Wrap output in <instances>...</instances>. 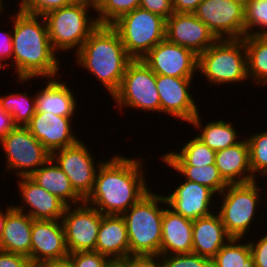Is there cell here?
Segmentation results:
<instances>
[{"mask_svg": "<svg viewBox=\"0 0 267 267\" xmlns=\"http://www.w3.org/2000/svg\"><path fill=\"white\" fill-rule=\"evenodd\" d=\"M123 156L117 154L101 163L93 191L85 200L104 215H122L151 190L144 176L145 159Z\"/></svg>", "mask_w": 267, "mask_h": 267, "instance_id": "obj_1", "label": "cell"}, {"mask_svg": "<svg viewBox=\"0 0 267 267\" xmlns=\"http://www.w3.org/2000/svg\"><path fill=\"white\" fill-rule=\"evenodd\" d=\"M10 18L13 61L8 66L16 71L17 82L60 77L61 59L52 47L44 17L17 10Z\"/></svg>", "mask_w": 267, "mask_h": 267, "instance_id": "obj_2", "label": "cell"}, {"mask_svg": "<svg viewBox=\"0 0 267 267\" xmlns=\"http://www.w3.org/2000/svg\"><path fill=\"white\" fill-rule=\"evenodd\" d=\"M75 54L80 68L95 76L111 97L119 89L127 66L133 60L111 25H99Z\"/></svg>", "mask_w": 267, "mask_h": 267, "instance_id": "obj_3", "label": "cell"}, {"mask_svg": "<svg viewBox=\"0 0 267 267\" xmlns=\"http://www.w3.org/2000/svg\"><path fill=\"white\" fill-rule=\"evenodd\" d=\"M161 203L167 204L164 194L151 190L122 214L128 232L130 257L157 258L160 255L164 212Z\"/></svg>", "mask_w": 267, "mask_h": 267, "instance_id": "obj_4", "label": "cell"}, {"mask_svg": "<svg viewBox=\"0 0 267 267\" xmlns=\"http://www.w3.org/2000/svg\"><path fill=\"white\" fill-rule=\"evenodd\" d=\"M89 9L96 12L94 2L76 0L43 16L52 47L57 53L65 50L71 52L74 49L76 53L99 26L96 15L91 17Z\"/></svg>", "mask_w": 267, "mask_h": 267, "instance_id": "obj_5", "label": "cell"}, {"mask_svg": "<svg viewBox=\"0 0 267 267\" xmlns=\"http://www.w3.org/2000/svg\"><path fill=\"white\" fill-rule=\"evenodd\" d=\"M197 70L211 86L245 82L249 77L243 38L218 39L198 55Z\"/></svg>", "mask_w": 267, "mask_h": 267, "instance_id": "obj_6", "label": "cell"}, {"mask_svg": "<svg viewBox=\"0 0 267 267\" xmlns=\"http://www.w3.org/2000/svg\"><path fill=\"white\" fill-rule=\"evenodd\" d=\"M258 180L244 184H228L227 187L218 195L222 200L219 214L226 233L231 238H244L261 203L262 187L257 185ZM259 203V205H258ZM256 214V215H255Z\"/></svg>", "mask_w": 267, "mask_h": 267, "instance_id": "obj_7", "label": "cell"}, {"mask_svg": "<svg viewBox=\"0 0 267 267\" xmlns=\"http://www.w3.org/2000/svg\"><path fill=\"white\" fill-rule=\"evenodd\" d=\"M111 26L133 59H142L165 39L166 20L140 7L122 15Z\"/></svg>", "mask_w": 267, "mask_h": 267, "instance_id": "obj_8", "label": "cell"}, {"mask_svg": "<svg viewBox=\"0 0 267 267\" xmlns=\"http://www.w3.org/2000/svg\"><path fill=\"white\" fill-rule=\"evenodd\" d=\"M112 99L119 112L129 107L143 112L160 113L156 75L141 59H133L128 64L119 89L113 94Z\"/></svg>", "mask_w": 267, "mask_h": 267, "instance_id": "obj_9", "label": "cell"}, {"mask_svg": "<svg viewBox=\"0 0 267 267\" xmlns=\"http://www.w3.org/2000/svg\"><path fill=\"white\" fill-rule=\"evenodd\" d=\"M7 172L14 176H31L50 158V152L30 133L26 126H15L1 140Z\"/></svg>", "mask_w": 267, "mask_h": 267, "instance_id": "obj_10", "label": "cell"}, {"mask_svg": "<svg viewBox=\"0 0 267 267\" xmlns=\"http://www.w3.org/2000/svg\"><path fill=\"white\" fill-rule=\"evenodd\" d=\"M92 156L87 144L81 139L75 144L56 150L51 154V158L67 175L74 191L84 201L93 191L97 170L103 162L100 160L97 164Z\"/></svg>", "mask_w": 267, "mask_h": 267, "instance_id": "obj_11", "label": "cell"}, {"mask_svg": "<svg viewBox=\"0 0 267 267\" xmlns=\"http://www.w3.org/2000/svg\"><path fill=\"white\" fill-rule=\"evenodd\" d=\"M218 39L245 36V3L237 0H203L194 12Z\"/></svg>", "mask_w": 267, "mask_h": 267, "instance_id": "obj_12", "label": "cell"}, {"mask_svg": "<svg viewBox=\"0 0 267 267\" xmlns=\"http://www.w3.org/2000/svg\"><path fill=\"white\" fill-rule=\"evenodd\" d=\"M65 242L69 253L95 251L102 213L85 201L67 206L62 216Z\"/></svg>", "mask_w": 267, "mask_h": 267, "instance_id": "obj_13", "label": "cell"}, {"mask_svg": "<svg viewBox=\"0 0 267 267\" xmlns=\"http://www.w3.org/2000/svg\"><path fill=\"white\" fill-rule=\"evenodd\" d=\"M141 60L155 75L176 78H194L197 75L198 55L190 49L169 42L166 38Z\"/></svg>", "mask_w": 267, "mask_h": 267, "instance_id": "obj_14", "label": "cell"}, {"mask_svg": "<svg viewBox=\"0 0 267 267\" xmlns=\"http://www.w3.org/2000/svg\"><path fill=\"white\" fill-rule=\"evenodd\" d=\"M194 79L156 75L160 98V113L190 123L199 113L198 104L190 93Z\"/></svg>", "mask_w": 267, "mask_h": 267, "instance_id": "obj_15", "label": "cell"}, {"mask_svg": "<svg viewBox=\"0 0 267 267\" xmlns=\"http://www.w3.org/2000/svg\"><path fill=\"white\" fill-rule=\"evenodd\" d=\"M165 38L199 55L212 46L218 38L194 13L172 14L166 19Z\"/></svg>", "mask_w": 267, "mask_h": 267, "instance_id": "obj_16", "label": "cell"}, {"mask_svg": "<svg viewBox=\"0 0 267 267\" xmlns=\"http://www.w3.org/2000/svg\"><path fill=\"white\" fill-rule=\"evenodd\" d=\"M69 255L62 220L33 219L30 261L33 266Z\"/></svg>", "mask_w": 267, "mask_h": 267, "instance_id": "obj_17", "label": "cell"}, {"mask_svg": "<svg viewBox=\"0 0 267 267\" xmlns=\"http://www.w3.org/2000/svg\"><path fill=\"white\" fill-rule=\"evenodd\" d=\"M213 196L217 195L209 187L185 179L173 189L172 193L164 195L170 209L190 220L206 217L213 213L210 209L212 203L216 204L212 202L214 201Z\"/></svg>", "mask_w": 267, "mask_h": 267, "instance_id": "obj_18", "label": "cell"}, {"mask_svg": "<svg viewBox=\"0 0 267 267\" xmlns=\"http://www.w3.org/2000/svg\"><path fill=\"white\" fill-rule=\"evenodd\" d=\"M19 178L16 183H18L23 202L22 205L12 204L16 210L28 214L32 219H62L67 207L62 200L40 187L30 176Z\"/></svg>", "mask_w": 267, "mask_h": 267, "instance_id": "obj_19", "label": "cell"}, {"mask_svg": "<svg viewBox=\"0 0 267 267\" xmlns=\"http://www.w3.org/2000/svg\"><path fill=\"white\" fill-rule=\"evenodd\" d=\"M73 117H61L51 113L36 112L26 125L30 133L49 152L71 146L80 139L73 132Z\"/></svg>", "mask_w": 267, "mask_h": 267, "instance_id": "obj_20", "label": "cell"}, {"mask_svg": "<svg viewBox=\"0 0 267 267\" xmlns=\"http://www.w3.org/2000/svg\"><path fill=\"white\" fill-rule=\"evenodd\" d=\"M95 251L111 261L130 257L128 232L122 215L102 214Z\"/></svg>", "mask_w": 267, "mask_h": 267, "instance_id": "obj_21", "label": "cell"}, {"mask_svg": "<svg viewBox=\"0 0 267 267\" xmlns=\"http://www.w3.org/2000/svg\"><path fill=\"white\" fill-rule=\"evenodd\" d=\"M161 228L160 255L192 253L193 220L175 213L166 204Z\"/></svg>", "mask_w": 267, "mask_h": 267, "instance_id": "obj_22", "label": "cell"}, {"mask_svg": "<svg viewBox=\"0 0 267 267\" xmlns=\"http://www.w3.org/2000/svg\"><path fill=\"white\" fill-rule=\"evenodd\" d=\"M215 165L227 184H244L257 180L250 167L247 139L216 152Z\"/></svg>", "mask_w": 267, "mask_h": 267, "instance_id": "obj_23", "label": "cell"}, {"mask_svg": "<svg viewBox=\"0 0 267 267\" xmlns=\"http://www.w3.org/2000/svg\"><path fill=\"white\" fill-rule=\"evenodd\" d=\"M59 77L47 78V83L35 94L36 112L61 117H75L77 101L73 90ZM77 108V109H76Z\"/></svg>", "mask_w": 267, "mask_h": 267, "instance_id": "obj_24", "label": "cell"}, {"mask_svg": "<svg viewBox=\"0 0 267 267\" xmlns=\"http://www.w3.org/2000/svg\"><path fill=\"white\" fill-rule=\"evenodd\" d=\"M5 224L1 235L0 250L22 254L30 259L33 219L26 213L6 205Z\"/></svg>", "mask_w": 267, "mask_h": 267, "instance_id": "obj_25", "label": "cell"}, {"mask_svg": "<svg viewBox=\"0 0 267 267\" xmlns=\"http://www.w3.org/2000/svg\"><path fill=\"white\" fill-rule=\"evenodd\" d=\"M193 220L192 253L212 259L231 238L225 231L219 214Z\"/></svg>", "mask_w": 267, "mask_h": 267, "instance_id": "obj_26", "label": "cell"}, {"mask_svg": "<svg viewBox=\"0 0 267 267\" xmlns=\"http://www.w3.org/2000/svg\"><path fill=\"white\" fill-rule=\"evenodd\" d=\"M50 194L57 196L67 206L78 205L84 200L74 191L67 175L58 164L50 158L30 176ZM73 203V204H72Z\"/></svg>", "mask_w": 267, "mask_h": 267, "instance_id": "obj_27", "label": "cell"}, {"mask_svg": "<svg viewBox=\"0 0 267 267\" xmlns=\"http://www.w3.org/2000/svg\"><path fill=\"white\" fill-rule=\"evenodd\" d=\"M200 113H198L189 123L197 128L200 133L195 134L203 143L215 152L236 145L241 141L239 132L233 126L232 122L224 121H209L206 125H202Z\"/></svg>", "mask_w": 267, "mask_h": 267, "instance_id": "obj_28", "label": "cell"}, {"mask_svg": "<svg viewBox=\"0 0 267 267\" xmlns=\"http://www.w3.org/2000/svg\"><path fill=\"white\" fill-rule=\"evenodd\" d=\"M177 151V152H176ZM176 151H169L162 158L170 166H206L215 164L216 152L210 149L197 136Z\"/></svg>", "mask_w": 267, "mask_h": 267, "instance_id": "obj_29", "label": "cell"}, {"mask_svg": "<svg viewBox=\"0 0 267 267\" xmlns=\"http://www.w3.org/2000/svg\"><path fill=\"white\" fill-rule=\"evenodd\" d=\"M247 55L249 80L267 86V36L248 35L243 37Z\"/></svg>", "mask_w": 267, "mask_h": 267, "instance_id": "obj_30", "label": "cell"}, {"mask_svg": "<svg viewBox=\"0 0 267 267\" xmlns=\"http://www.w3.org/2000/svg\"><path fill=\"white\" fill-rule=\"evenodd\" d=\"M0 108L12 118L15 126H26L36 113L35 95L9 93L0 95Z\"/></svg>", "mask_w": 267, "mask_h": 267, "instance_id": "obj_31", "label": "cell"}, {"mask_svg": "<svg viewBox=\"0 0 267 267\" xmlns=\"http://www.w3.org/2000/svg\"><path fill=\"white\" fill-rule=\"evenodd\" d=\"M243 240L230 238L212 258L216 267H255L249 242L246 244Z\"/></svg>", "mask_w": 267, "mask_h": 267, "instance_id": "obj_32", "label": "cell"}, {"mask_svg": "<svg viewBox=\"0 0 267 267\" xmlns=\"http://www.w3.org/2000/svg\"><path fill=\"white\" fill-rule=\"evenodd\" d=\"M162 162L166 163L181 176H185V180L197 182L212 189L217 195L220 194L226 187L227 183L221 177L218 168L215 164L206 166H170L162 157Z\"/></svg>", "mask_w": 267, "mask_h": 267, "instance_id": "obj_33", "label": "cell"}, {"mask_svg": "<svg viewBox=\"0 0 267 267\" xmlns=\"http://www.w3.org/2000/svg\"><path fill=\"white\" fill-rule=\"evenodd\" d=\"M99 25H111L122 15L140 7V0H96Z\"/></svg>", "mask_w": 267, "mask_h": 267, "instance_id": "obj_34", "label": "cell"}, {"mask_svg": "<svg viewBox=\"0 0 267 267\" xmlns=\"http://www.w3.org/2000/svg\"><path fill=\"white\" fill-rule=\"evenodd\" d=\"M248 35L267 36V0H246L245 36Z\"/></svg>", "mask_w": 267, "mask_h": 267, "instance_id": "obj_35", "label": "cell"}, {"mask_svg": "<svg viewBox=\"0 0 267 267\" xmlns=\"http://www.w3.org/2000/svg\"><path fill=\"white\" fill-rule=\"evenodd\" d=\"M250 155V167L254 177L267 173V130L256 132L247 137ZM256 175V176H255ZM258 176V177H257Z\"/></svg>", "mask_w": 267, "mask_h": 267, "instance_id": "obj_36", "label": "cell"}, {"mask_svg": "<svg viewBox=\"0 0 267 267\" xmlns=\"http://www.w3.org/2000/svg\"><path fill=\"white\" fill-rule=\"evenodd\" d=\"M19 10L28 14L44 16L46 13L67 6L76 0H19Z\"/></svg>", "mask_w": 267, "mask_h": 267, "instance_id": "obj_37", "label": "cell"}, {"mask_svg": "<svg viewBox=\"0 0 267 267\" xmlns=\"http://www.w3.org/2000/svg\"><path fill=\"white\" fill-rule=\"evenodd\" d=\"M161 267H198L203 266L209 258L195 253L159 255Z\"/></svg>", "mask_w": 267, "mask_h": 267, "instance_id": "obj_38", "label": "cell"}, {"mask_svg": "<svg viewBox=\"0 0 267 267\" xmlns=\"http://www.w3.org/2000/svg\"><path fill=\"white\" fill-rule=\"evenodd\" d=\"M74 267H107L111 260L96 251L69 253Z\"/></svg>", "mask_w": 267, "mask_h": 267, "instance_id": "obj_39", "label": "cell"}, {"mask_svg": "<svg viewBox=\"0 0 267 267\" xmlns=\"http://www.w3.org/2000/svg\"><path fill=\"white\" fill-rule=\"evenodd\" d=\"M140 8L159 15L165 20L175 13L172 0H140Z\"/></svg>", "mask_w": 267, "mask_h": 267, "instance_id": "obj_40", "label": "cell"}, {"mask_svg": "<svg viewBox=\"0 0 267 267\" xmlns=\"http://www.w3.org/2000/svg\"><path fill=\"white\" fill-rule=\"evenodd\" d=\"M251 256L255 267H267V233L259 240H249Z\"/></svg>", "mask_w": 267, "mask_h": 267, "instance_id": "obj_41", "label": "cell"}, {"mask_svg": "<svg viewBox=\"0 0 267 267\" xmlns=\"http://www.w3.org/2000/svg\"><path fill=\"white\" fill-rule=\"evenodd\" d=\"M12 30L0 31V69L7 68L9 65L5 61H12L13 58V43ZM5 60V61H4ZM5 64H3V63Z\"/></svg>", "mask_w": 267, "mask_h": 267, "instance_id": "obj_42", "label": "cell"}, {"mask_svg": "<svg viewBox=\"0 0 267 267\" xmlns=\"http://www.w3.org/2000/svg\"><path fill=\"white\" fill-rule=\"evenodd\" d=\"M29 257L0 250V267H32Z\"/></svg>", "mask_w": 267, "mask_h": 267, "instance_id": "obj_43", "label": "cell"}, {"mask_svg": "<svg viewBox=\"0 0 267 267\" xmlns=\"http://www.w3.org/2000/svg\"><path fill=\"white\" fill-rule=\"evenodd\" d=\"M122 267H161L154 257H129L117 261Z\"/></svg>", "mask_w": 267, "mask_h": 267, "instance_id": "obj_44", "label": "cell"}, {"mask_svg": "<svg viewBox=\"0 0 267 267\" xmlns=\"http://www.w3.org/2000/svg\"><path fill=\"white\" fill-rule=\"evenodd\" d=\"M203 0H172L173 10L177 13H194Z\"/></svg>", "mask_w": 267, "mask_h": 267, "instance_id": "obj_45", "label": "cell"}, {"mask_svg": "<svg viewBox=\"0 0 267 267\" xmlns=\"http://www.w3.org/2000/svg\"><path fill=\"white\" fill-rule=\"evenodd\" d=\"M14 127L11 116L0 108V140Z\"/></svg>", "mask_w": 267, "mask_h": 267, "instance_id": "obj_46", "label": "cell"}, {"mask_svg": "<svg viewBox=\"0 0 267 267\" xmlns=\"http://www.w3.org/2000/svg\"><path fill=\"white\" fill-rule=\"evenodd\" d=\"M38 267H74L71 257L68 255L60 259H51L44 261Z\"/></svg>", "mask_w": 267, "mask_h": 267, "instance_id": "obj_47", "label": "cell"}, {"mask_svg": "<svg viewBox=\"0 0 267 267\" xmlns=\"http://www.w3.org/2000/svg\"><path fill=\"white\" fill-rule=\"evenodd\" d=\"M3 209H0V246H1V235L3 232L4 224H5V211H2Z\"/></svg>", "mask_w": 267, "mask_h": 267, "instance_id": "obj_48", "label": "cell"}, {"mask_svg": "<svg viewBox=\"0 0 267 267\" xmlns=\"http://www.w3.org/2000/svg\"><path fill=\"white\" fill-rule=\"evenodd\" d=\"M198 267H216V264L212 259H209L203 266H198Z\"/></svg>", "mask_w": 267, "mask_h": 267, "instance_id": "obj_49", "label": "cell"}, {"mask_svg": "<svg viewBox=\"0 0 267 267\" xmlns=\"http://www.w3.org/2000/svg\"><path fill=\"white\" fill-rule=\"evenodd\" d=\"M107 267H122L117 261H111Z\"/></svg>", "mask_w": 267, "mask_h": 267, "instance_id": "obj_50", "label": "cell"}, {"mask_svg": "<svg viewBox=\"0 0 267 267\" xmlns=\"http://www.w3.org/2000/svg\"><path fill=\"white\" fill-rule=\"evenodd\" d=\"M262 176H264V177H266V179H267V173L266 174H264V175H262ZM266 186H267V180H266ZM266 190H267V187L265 188ZM263 194H265V196H267L266 194H267V191H264V193Z\"/></svg>", "mask_w": 267, "mask_h": 267, "instance_id": "obj_51", "label": "cell"}, {"mask_svg": "<svg viewBox=\"0 0 267 267\" xmlns=\"http://www.w3.org/2000/svg\"><path fill=\"white\" fill-rule=\"evenodd\" d=\"M5 12V7H3L1 4H0V13H4Z\"/></svg>", "mask_w": 267, "mask_h": 267, "instance_id": "obj_52", "label": "cell"}, {"mask_svg": "<svg viewBox=\"0 0 267 267\" xmlns=\"http://www.w3.org/2000/svg\"><path fill=\"white\" fill-rule=\"evenodd\" d=\"M0 4H1L3 7H5V6H4V1H3V0H0Z\"/></svg>", "mask_w": 267, "mask_h": 267, "instance_id": "obj_53", "label": "cell"}]
</instances>
